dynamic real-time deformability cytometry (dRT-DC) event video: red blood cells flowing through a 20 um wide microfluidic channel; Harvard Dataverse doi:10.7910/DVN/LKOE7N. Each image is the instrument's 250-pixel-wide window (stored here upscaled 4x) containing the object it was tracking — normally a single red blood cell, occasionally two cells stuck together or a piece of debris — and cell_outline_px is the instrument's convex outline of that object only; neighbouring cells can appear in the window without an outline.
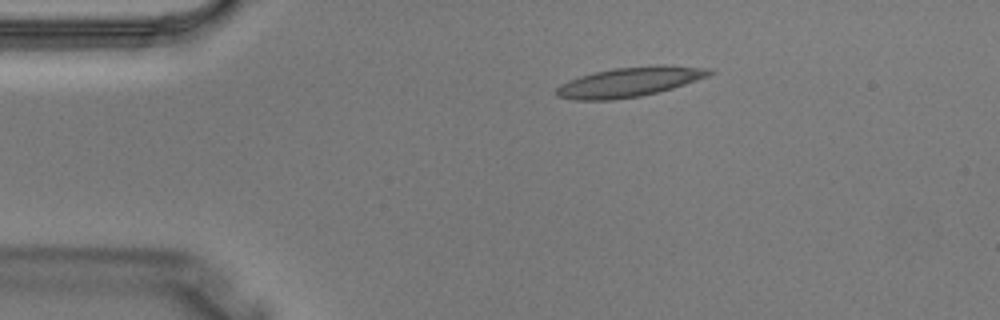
{"species": "Egyptian fruit bat (a non-hibernating species)", "species_latin": "Rousettus aegyptiacus", "temperature_condition": "warm", "stored_images_in_passage": 2, "camera_frame_rate_fps": 3000, "um_per_image_px": 0.085, "animal": {"sex": "male"}, "frame": {"image": 1, "passage_image": 1, "time_ms": 0.0, "image_size_px": [1000, 320], "cell_outline_px": [[716, 72], [708, 76], [660, 92], [640, 96], [612, 100], [572, 100], [556, 96], [556, 88], [560, 84], [568, 80], [580, 76], [596, 72], [616, 68], [660, 64], [664, 64], [712, 68]], "centroid_in_image_um": [53.53, 6.96], "position_along_channel_um": 31.5, "area_um2": 26.65}}